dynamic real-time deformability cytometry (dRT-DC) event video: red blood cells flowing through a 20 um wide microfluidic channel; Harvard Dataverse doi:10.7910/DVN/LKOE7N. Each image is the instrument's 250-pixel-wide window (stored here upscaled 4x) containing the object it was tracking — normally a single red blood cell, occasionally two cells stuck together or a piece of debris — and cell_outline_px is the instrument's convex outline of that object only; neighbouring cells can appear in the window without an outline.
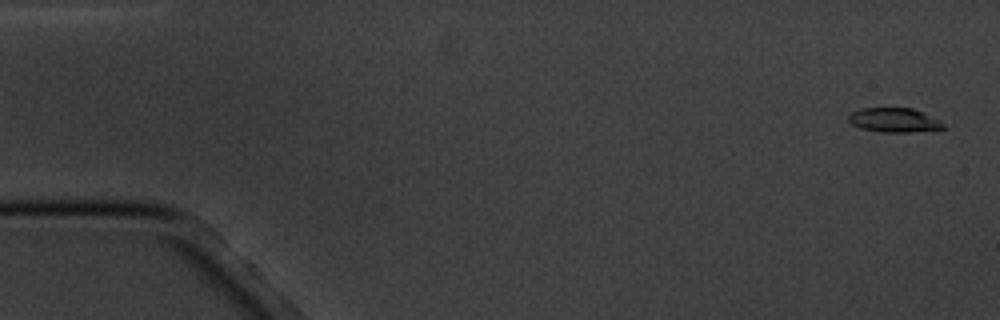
{"species": "common noctule bat (a hibernating species)", "species_latin": "Nyctalus noctula", "temperature_condition": "cold", "stored_images_in_passage": 4, "camera_frame_rate_fps": 3000, "um_per_image_px": 0.085, "animal": {"sex": "male", "body_mass_g": 20.1, "forearm_length_mm": 53.5}, "frame": {"image": 1, "passage_image": 1, "time_ms": 0.0, "image_size_px": [1000, 320], "cell_outline_px": [[948, 128], [908, 132], [884, 132], [860, 128], [852, 124], [848, 120], [848, 116], [852, 112], [860, 108], [912, 108], [940, 120]], "centroid_in_image_um": [76.0, 10.21], "position_along_channel_um": 9.0, "area_um2": 13.35}}